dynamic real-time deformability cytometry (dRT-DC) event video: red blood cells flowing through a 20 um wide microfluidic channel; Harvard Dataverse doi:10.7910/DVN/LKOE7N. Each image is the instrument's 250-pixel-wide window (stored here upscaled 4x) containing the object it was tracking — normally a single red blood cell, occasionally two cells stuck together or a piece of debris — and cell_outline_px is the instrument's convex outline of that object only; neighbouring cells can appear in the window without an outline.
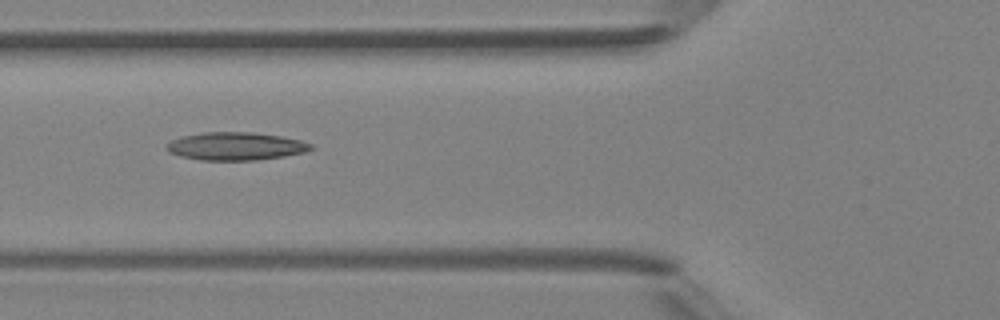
{"species": "Egyptian fruit bat (a non-hibernating species)", "species_latin": "Rousettus aegyptiacus", "temperature_condition": "room temperature", "stored_images_in_passage": 6, "camera_frame_rate_fps": 3000, "um_per_image_px": 0.085, "animal": {"sex": "female"}, "frame": {"image": 1, "passage_image": 5, "time_ms": 4.667, "image_size_px": [1000, 320], "cell_outline_px": [[312, 148], [304, 152], [284, 156], [256, 160], [200, 160], [180, 156], [168, 152], [164, 148], [164, 144], [180, 136], [204, 132], [252, 132], [280, 136], [300, 140], [312, 144]], "centroid_in_image_um": [19.96, 12.42], "position_along_channel_um": 105.8, "area_um2": 23.58}}
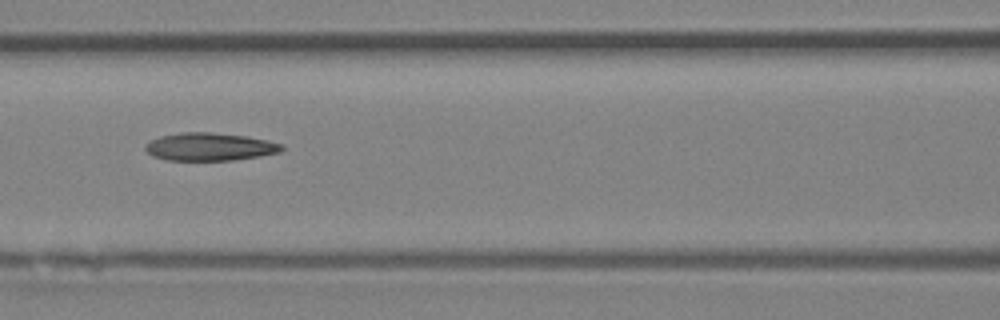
{"frame": {"image": 2, "passage_image": 6, "time_ms": 5.667, "image_size_px": [1000, 320], "cell_outline_px": [[284, 148], [280, 152], [260, 156], [232, 160], [168, 160], [152, 156], [144, 148], [144, 144], [160, 136], [180, 132], [212, 132], [248, 136], [268, 140], [284, 144]], "centroid_in_image_um": [17.84, 12.46], "position_along_channel_um": 148.8, "area_um2": 22.31}}